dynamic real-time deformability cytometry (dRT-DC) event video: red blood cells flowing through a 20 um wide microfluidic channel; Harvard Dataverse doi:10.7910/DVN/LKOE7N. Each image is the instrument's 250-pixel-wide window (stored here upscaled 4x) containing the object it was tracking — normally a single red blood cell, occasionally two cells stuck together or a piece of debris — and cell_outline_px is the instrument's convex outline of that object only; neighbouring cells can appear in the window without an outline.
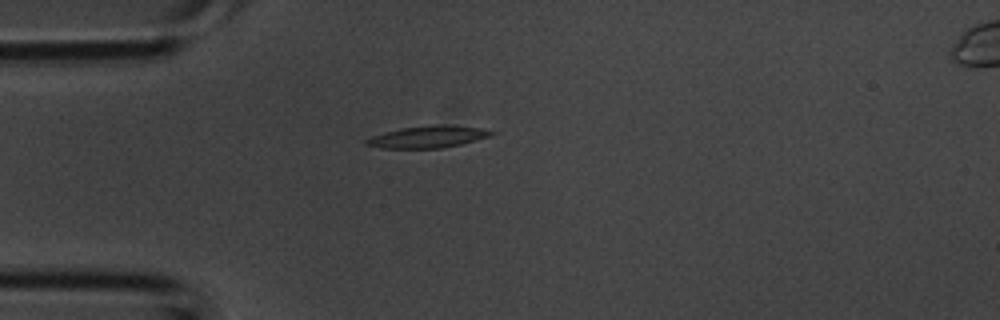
{"species": "common noctule bat (a hibernating species)", "species_latin": "Nyctalus noctula", "temperature_condition": "room temperature", "stored_images_in_passage": 3, "segment_of_instrument_passage": [1, 2], "camera_frame_rate_fps": 3000, "um_per_image_px": 0.085, "animal": {"sex": "male", "body_mass_g": 20.1, "forearm_length_mm": 53.5}, "frame": {"image": 1, "passage_image": 2, "time_ms": 0.333, "image_size_px": [1000, 320], "cell_outline_px": [[496, 132], [492, 136], [460, 144], [440, 148], [380, 148], [364, 144], [364, 140], [372, 136], [384, 132], [400, 128], [440, 124], [452, 124], [484, 128]], "centroid_in_image_um": [36.4, 11.61], "position_along_channel_um": 48.6, "area_um2": 16.18}}